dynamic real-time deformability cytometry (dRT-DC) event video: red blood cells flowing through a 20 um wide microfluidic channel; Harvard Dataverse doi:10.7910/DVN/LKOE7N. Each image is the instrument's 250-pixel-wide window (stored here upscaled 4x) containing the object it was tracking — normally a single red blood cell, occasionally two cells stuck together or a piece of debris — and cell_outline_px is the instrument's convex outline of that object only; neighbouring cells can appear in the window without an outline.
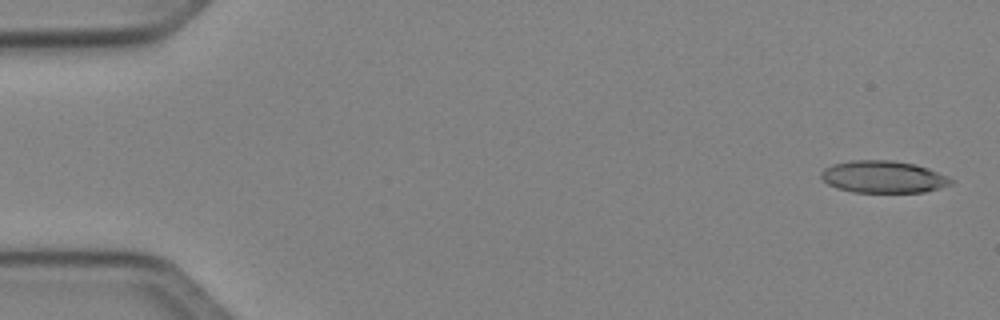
{"species": "Egyptian fruit bat (a non-hibernating species)", "species_latin": "Rousettus aegyptiacus", "temperature_condition": "cold", "stored_images_in_passage": 3, "camera_frame_rate_fps": 3000, "um_per_image_px": 0.085, "animal": {"sex": "female"}, "frame": {"image": 1, "passage_image": 1, "time_ms": 0.0, "image_size_px": [1000, 320], "cell_outline_px": [[956, 180], [952, 184], [924, 192], [852, 192], [836, 188], [828, 184], [820, 176], [820, 172], [824, 168], [832, 164], [852, 160], [892, 160], [916, 164], [928, 168]], "centroid_in_image_um": [75.07, 15.03], "position_along_channel_um": 9.9, "area_um2": 24.45}}